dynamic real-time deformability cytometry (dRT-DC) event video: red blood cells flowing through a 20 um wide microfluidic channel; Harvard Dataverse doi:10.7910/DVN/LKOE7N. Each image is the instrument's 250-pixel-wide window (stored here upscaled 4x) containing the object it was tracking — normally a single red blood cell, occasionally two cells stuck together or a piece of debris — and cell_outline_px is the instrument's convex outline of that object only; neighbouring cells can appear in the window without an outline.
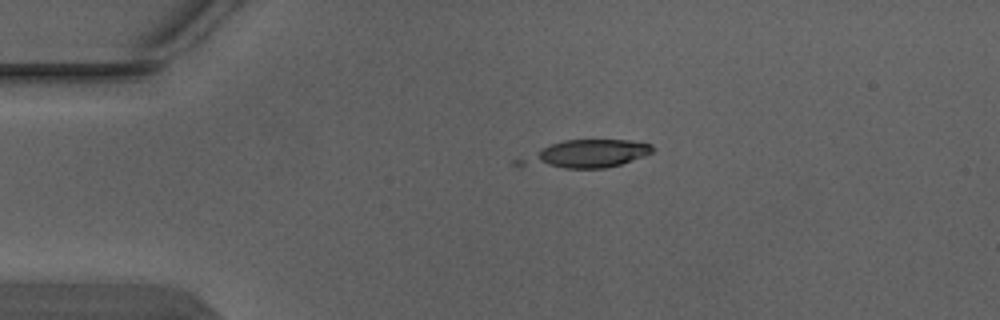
{"species": "Egyptian fruit bat (a non-hibernating species)", "species_latin": "Rousettus aegyptiacus", "temperature_condition": "warm", "stored_images_in_passage": 4, "camera_frame_rate_fps": 3000, "um_per_image_px": 0.085, "animal": {"sex": "male"}, "frame": {"image": 1, "passage_image": 4, "time_ms": 1.0, "image_size_px": [1000, 320], "cell_outline_px": [[656, 148], [652, 152], [644, 156], [620, 164], [604, 168], [564, 168], [548, 164], [540, 160], [540, 152], [544, 148], [552, 144], [564, 140], [628, 140], [652, 144]], "centroid_in_image_um": [50.47, 13.02], "position_along_channel_um": 34.5, "area_um2": 18.61}}